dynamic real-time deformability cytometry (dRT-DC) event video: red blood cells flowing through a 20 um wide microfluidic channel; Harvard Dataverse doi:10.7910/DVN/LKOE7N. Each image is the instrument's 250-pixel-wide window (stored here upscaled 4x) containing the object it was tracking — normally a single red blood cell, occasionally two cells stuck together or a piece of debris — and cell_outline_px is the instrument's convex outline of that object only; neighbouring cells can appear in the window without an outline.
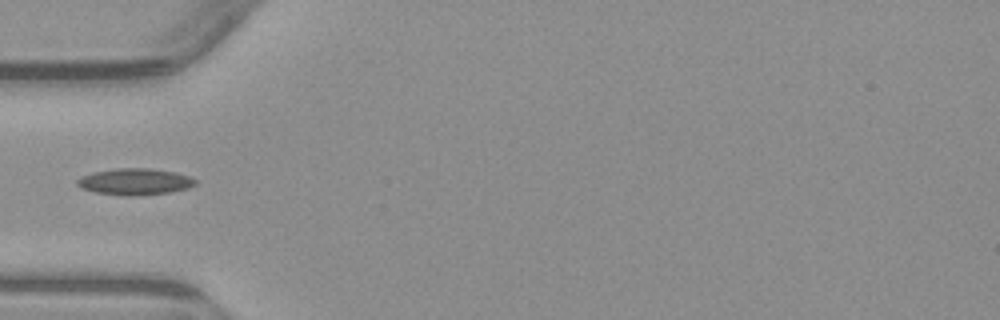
{"species": "common noctule bat (a hibernating species)", "species_latin": "Nyctalus noctula", "temperature_condition": "warm", "stored_images_in_passage": 2, "camera_frame_rate_fps": 3000, "um_per_image_px": 0.085, "animal": {"sex": "male", "body_mass_g": 23.1, "forearm_length_mm": 52.7}, "frame": {"image": 1, "passage_image": 2, "time_ms": 1.333, "image_size_px": [1000, 320], "cell_outline_px": [[196, 184], [188, 188], [168, 192], [132, 196], [124, 196], [96, 192], [80, 188], [76, 184], [76, 180], [80, 176], [92, 172], [116, 168], [148, 168], [176, 172], [188, 176], [196, 180]], "centroid_in_image_um": [11.42, 15.43], "position_along_channel_um": 73.6, "area_um2": 18.26}}